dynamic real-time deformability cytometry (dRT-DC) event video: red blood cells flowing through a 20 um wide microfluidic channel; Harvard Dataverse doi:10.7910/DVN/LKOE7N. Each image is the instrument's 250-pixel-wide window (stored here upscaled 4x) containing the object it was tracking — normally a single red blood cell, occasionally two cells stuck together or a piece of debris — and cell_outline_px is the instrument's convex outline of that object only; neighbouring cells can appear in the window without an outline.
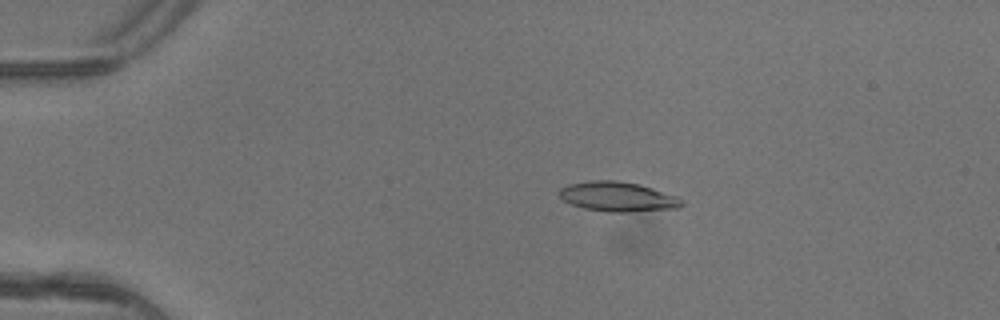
{"species": "common noctule bat (a hibernating species)", "species_latin": "Nyctalus noctula", "temperature_condition": "warm", "stored_images_in_passage": 4, "camera_frame_rate_fps": 3000, "um_per_image_px": 0.085, "animal": {"sex": "female"}, "frame": {"image": 1, "passage_image": 2, "time_ms": 0.333, "image_size_px": [1000, 320], "cell_outline_px": [[684, 204], [680, 208], [628, 212], [608, 212], [584, 208], [572, 204], [564, 200], [560, 196], [560, 188], [568, 184], [592, 180], [616, 180], [640, 184], [680, 196], [684, 200]], "centroid_in_image_um": [52.59, 16.71], "position_along_channel_um": 32.4, "area_um2": 21.44}}
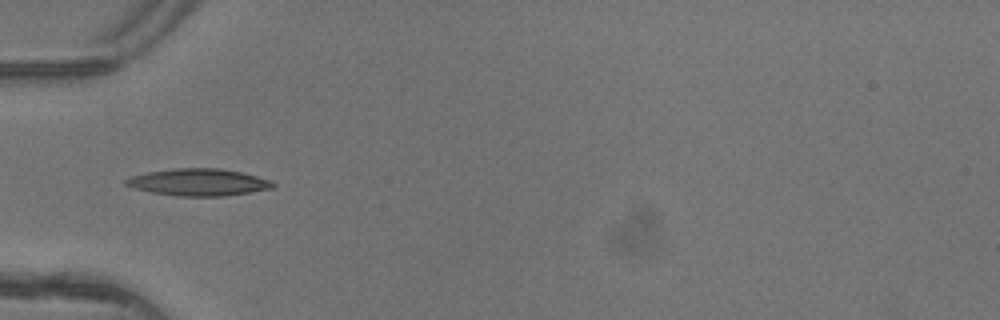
{"frame": {"image": 2, "passage_image": 4, "time_ms": 1.0, "image_size_px": [1000, 320], "cell_outline_px": [[276, 184], [272, 188], [224, 196], [180, 196], [152, 192], [136, 188], [124, 184], [124, 180], [132, 176], [148, 172], [176, 168], [220, 168], [240, 172], [272, 180]], "centroid_in_image_um": [16.89, 15.48], "position_along_channel_um": 68.1, "area_um2": 22.89}}